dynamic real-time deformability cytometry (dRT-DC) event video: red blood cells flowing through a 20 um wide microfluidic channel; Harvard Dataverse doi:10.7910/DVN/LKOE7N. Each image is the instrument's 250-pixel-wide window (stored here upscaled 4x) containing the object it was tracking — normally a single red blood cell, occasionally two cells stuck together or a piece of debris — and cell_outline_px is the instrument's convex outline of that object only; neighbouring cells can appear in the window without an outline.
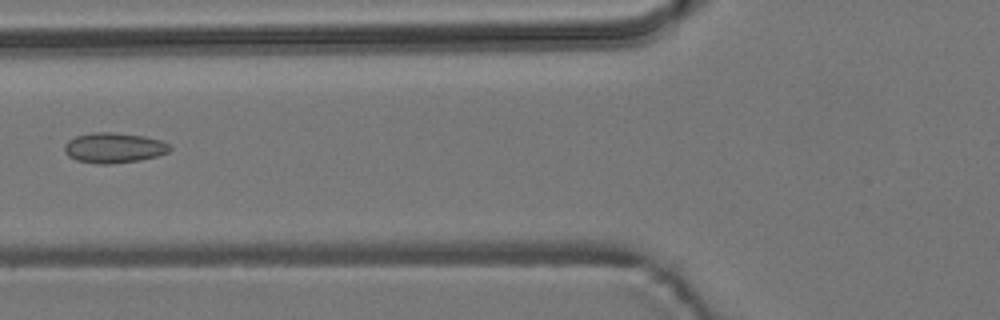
{"species": "common noctule bat (a hibernating species)", "species_latin": "Nyctalus noctula", "temperature_condition": "room temperature", "stored_images_in_passage": 4, "camera_frame_rate_fps": 3000, "um_per_image_px": 0.085, "animal": {"sex": "male", "body_mass_g": 19.2, "forearm_length_mm": 51.8}, "frame": {"image": 1, "passage_image": 4, "time_ms": 3.333, "image_size_px": [1000, 320], "cell_outline_px": [[172, 148], [168, 152], [156, 156], [140, 160], [108, 164], [96, 164], [76, 160], [68, 156], [64, 152], [64, 144], [68, 140], [76, 136], [92, 132], [112, 132], [144, 136], [160, 140], [168, 144]], "centroid_in_image_um": [9.64, 12.56], "position_along_channel_um": 116.2, "area_um2": 18.61}}